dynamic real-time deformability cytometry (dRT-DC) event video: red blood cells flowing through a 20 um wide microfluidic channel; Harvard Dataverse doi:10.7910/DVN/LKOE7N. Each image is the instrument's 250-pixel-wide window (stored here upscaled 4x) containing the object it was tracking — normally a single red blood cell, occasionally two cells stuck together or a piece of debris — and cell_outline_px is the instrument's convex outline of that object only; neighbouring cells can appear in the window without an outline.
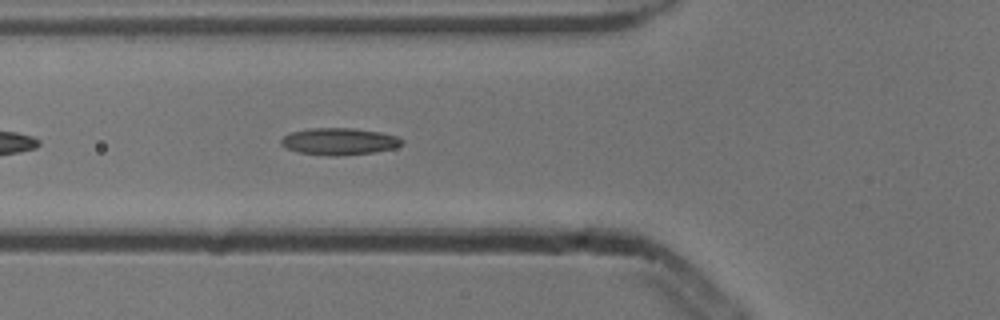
{"species": "common noctule bat (a hibernating species)", "species_latin": "Nyctalus noctula", "temperature_condition": "cold", "stored_images_in_passage": 18, "camera_frame_rate_fps": 3000, "um_per_image_px": 0.085, "animal": {"sex": "male", "body_mass_g": 13.3}, "frame": {"image": 1, "passage_image": 6, "time_ms": 1.667, "image_size_px": [1000, 320], "cell_outline_px": [[404, 144], [396, 148], [376, 152], [336, 156], [328, 156], [300, 152], [288, 148], [280, 144], [280, 140], [284, 136], [292, 132], [312, 128], [352, 128], [380, 132], [396, 136], [404, 140]], "centroid_in_image_um": [28.88, 12.03], "position_along_channel_um": 96.9, "area_um2": 18.96}}
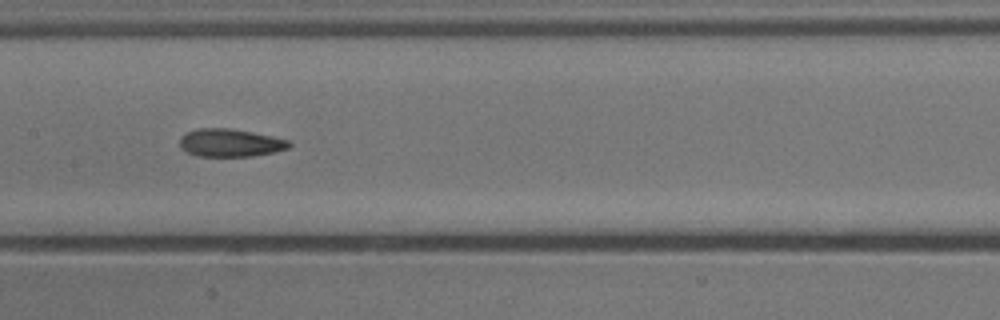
{"frame": {"image": 2, "passage_image": 13, "time_ms": 4.0, "image_size_px": [1000, 320], "cell_outline_px": [[292, 144], [288, 148], [272, 152], [252, 156], [196, 156], [188, 152], [180, 144], [180, 136], [196, 128], [232, 128], [272, 136], [288, 140]], "centroid_in_image_um": [19.57, 12.13], "position_along_channel_um": 187.8, "area_um2": 17.63}}